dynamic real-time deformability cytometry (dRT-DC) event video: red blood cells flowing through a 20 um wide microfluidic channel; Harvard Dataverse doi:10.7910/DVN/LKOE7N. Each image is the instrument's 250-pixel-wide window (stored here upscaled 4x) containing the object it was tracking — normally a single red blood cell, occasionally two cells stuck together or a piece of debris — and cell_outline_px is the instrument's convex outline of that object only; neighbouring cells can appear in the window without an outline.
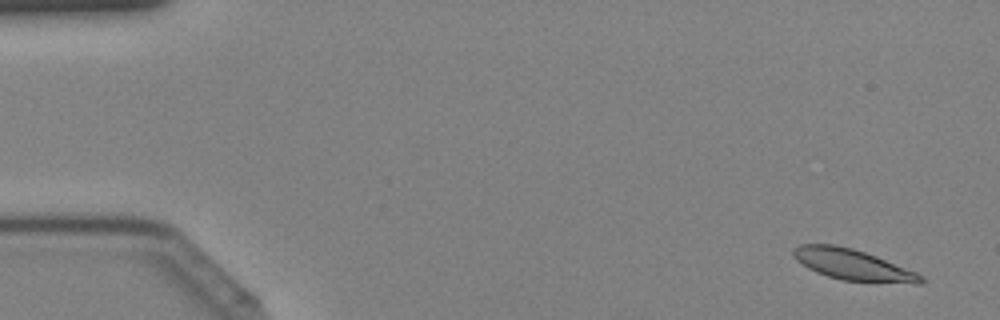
{"species": "Egyptian fruit bat (a non-hibernating species)", "species_latin": "Rousettus aegyptiacus", "temperature_condition": "cold", "stored_images_in_passage": 44, "camera_frame_rate_fps": 3000, "um_per_image_px": 0.085, "animal": {"sex": "female"}, "frame": {"image": 1, "passage_image": 3, "time_ms": 0.667, "image_size_px": [1000, 320], "cell_outline_px": [[924, 284], [916, 284], [840, 280], [816, 272], [808, 268], [796, 260], [792, 256], [792, 248], [800, 244], [832, 244], [852, 248], [876, 256], [916, 272], [924, 276]], "centroid_in_image_um": [72.48, 22.5], "position_along_channel_um": 12.5, "area_um2": 23.06}}
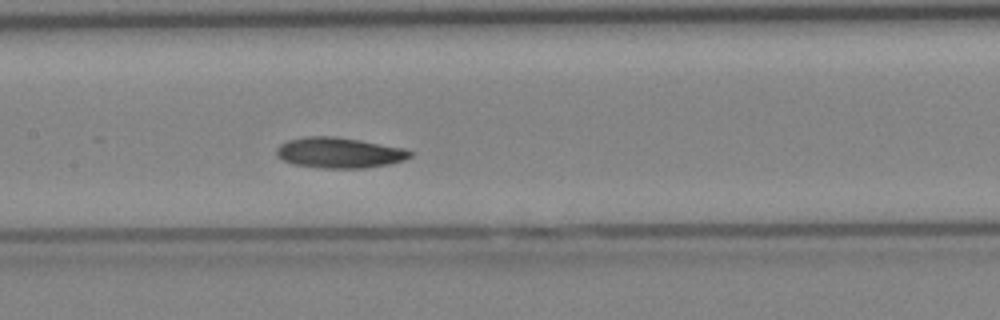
{"frame": {"image": 2, "passage_image": 22, "time_ms": 7.0, "image_size_px": [1000, 320], "cell_outline_px": [[412, 156], [404, 160], [388, 164], [364, 168], [320, 168], [292, 164], [276, 156], [276, 148], [280, 144], [288, 140], [304, 136], [336, 136], [360, 140], [404, 148], [412, 152]], "centroid_in_image_um": [28.81, 12.98], "position_along_channel_um": 178.6, "area_um2": 23.93}}
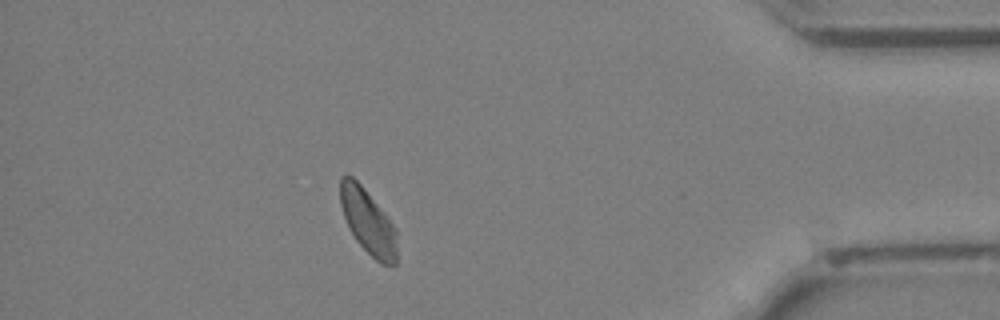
{"frame": {"image": 3, "passage_image": 39, "time_ms": 12.667, "image_size_px": [1000, 320], "cell_outline_px": [[396, 264], [380, 264], [356, 240], [348, 228], [340, 204], [340, 176], [352, 176], [364, 188], [388, 216], [396, 228]], "centroid_in_image_um": [31.27, 18.83], "position_along_channel_um": 403.9, "area_um2": 21.33}}